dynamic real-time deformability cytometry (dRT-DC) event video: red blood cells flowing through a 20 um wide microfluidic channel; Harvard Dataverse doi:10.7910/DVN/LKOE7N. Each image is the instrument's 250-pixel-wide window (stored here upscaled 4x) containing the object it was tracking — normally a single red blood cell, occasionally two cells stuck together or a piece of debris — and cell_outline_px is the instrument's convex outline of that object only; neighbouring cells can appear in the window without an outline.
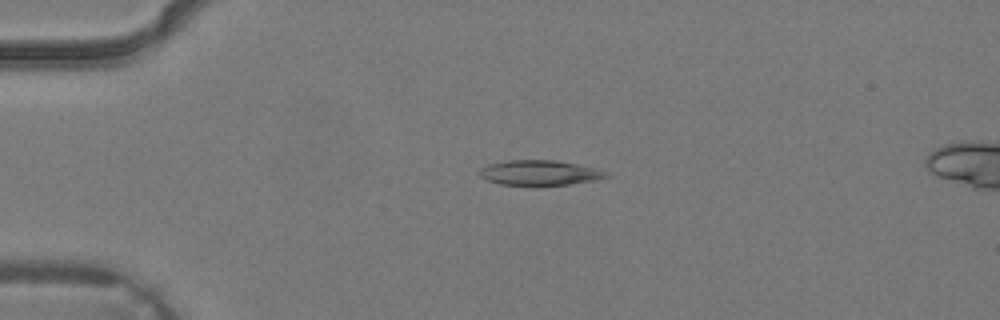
{"species": "common noctule bat (a hibernating species)", "species_latin": "Nyctalus noctula", "temperature_condition": "warm", "stored_images_in_passage": 3, "camera_frame_rate_fps": 3000, "um_per_image_px": 0.085, "animal": {"sex": "male", "body_mass_g": 19.2, "forearm_length_mm": 51.8}, "frame": {"image": 1, "passage_image": 2, "time_ms": 0.333, "image_size_px": [1000, 320], "cell_outline_px": [[608, 176], [596, 180], [572, 184], [532, 188], [500, 184], [488, 180], [480, 176], [480, 168], [488, 164], [508, 160], [556, 160], [600, 168], [608, 172]], "centroid_in_image_um": [45.9, 14.72], "position_along_channel_um": 39.1, "area_um2": 19.36}}